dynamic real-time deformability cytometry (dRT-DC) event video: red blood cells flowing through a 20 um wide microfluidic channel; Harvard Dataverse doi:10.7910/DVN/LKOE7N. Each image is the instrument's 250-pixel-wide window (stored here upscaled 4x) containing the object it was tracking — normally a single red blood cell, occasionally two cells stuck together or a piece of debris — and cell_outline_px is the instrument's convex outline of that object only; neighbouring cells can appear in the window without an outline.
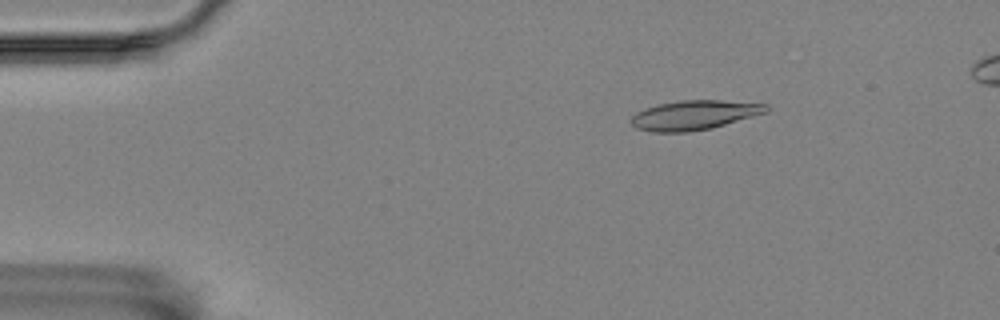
{"species": "Egyptian fruit bat (a non-hibernating species)", "species_latin": "Rousettus aegyptiacus", "temperature_condition": "room temperature", "stored_images_in_passage": 35, "camera_frame_rate_fps": 3000, "um_per_image_px": 0.085, "animal": {"sex": "female"}, "frame": {"image": 1, "passage_image": 6, "time_ms": 1.667, "image_size_px": [1000, 320], "cell_outline_px": [[768, 112], [712, 128], [688, 132], [652, 132], [636, 128], [628, 120], [636, 112], [644, 108], [656, 104], [680, 100], [720, 100], [768, 104]], "centroid_in_image_um": [58.98, 9.78], "position_along_channel_um": 26.0, "area_um2": 23.41}}
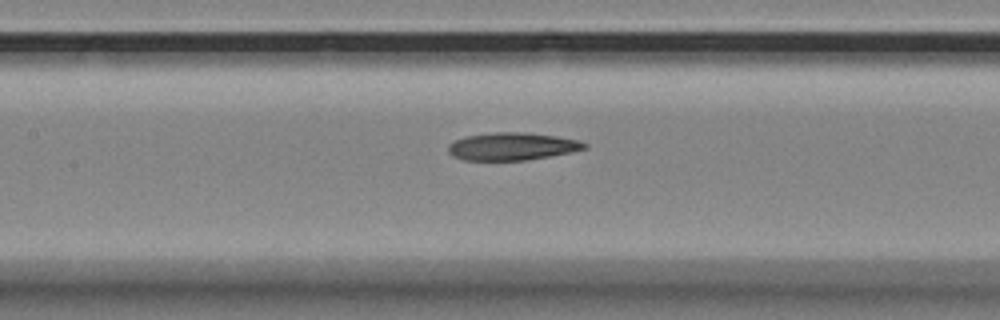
{"frame": {"image": 2, "passage_image": 23, "time_ms": 7.333, "image_size_px": [1000, 320], "cell_outline_px": [[588, 148], [572, 152], [524, 160], [464, 160], [452, 156], [448, 152], [448, 144], [464, 136], [492, 132], [524, 132], [556, 136], [580, 140], [588, 144]], "centroid_in_image_um": [43.53, 12.43], "position_along_channel_um": 163.9, "area_um2": 22.02}}
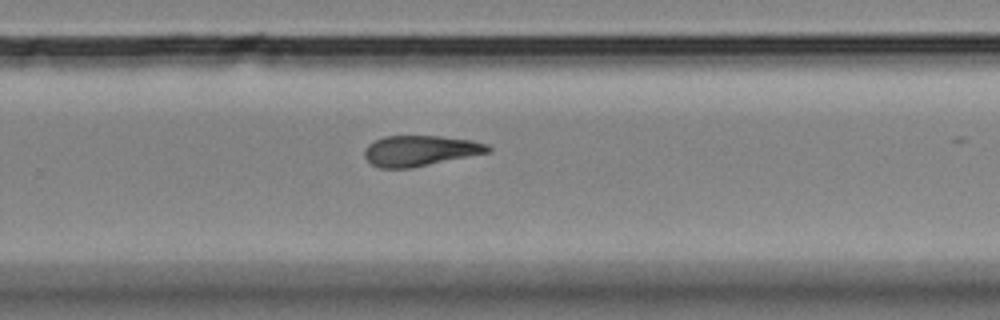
{"frame": {"image": 3, "passage_image": 34, "time_ms": 11.0, "image_size_px": [1000, 320], "cell_outline_px": [[492, 148], [488, 152], [412, 168], [380, 168], [372, 164], [364, 156], [364, 148], [368, 144], [384, 136], [440, 136], [472, 140], [488, 144]], "centroid_in_image_um": [35.69, 12.81], "position_along_channel_um": 294.1, "area_um2": 21.91}}